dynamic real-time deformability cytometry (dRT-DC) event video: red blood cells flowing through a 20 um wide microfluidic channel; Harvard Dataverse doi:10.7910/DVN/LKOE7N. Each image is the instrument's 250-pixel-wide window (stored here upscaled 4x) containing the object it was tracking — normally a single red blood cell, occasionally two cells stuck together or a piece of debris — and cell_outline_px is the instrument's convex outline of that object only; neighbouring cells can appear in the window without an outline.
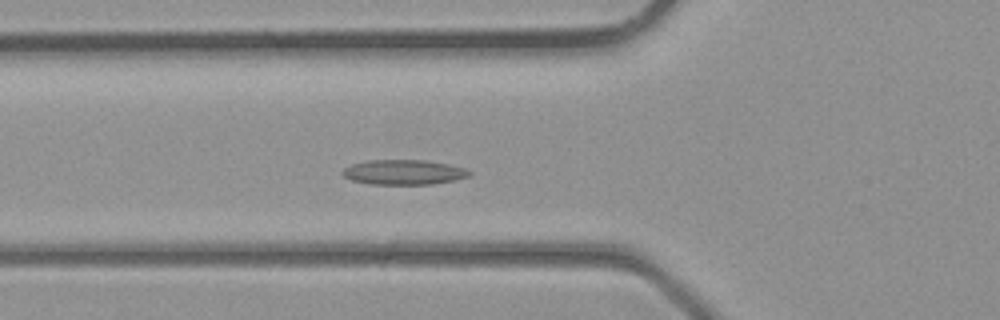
{"species": "common noctule bat (a hibernating species)", "species_latin": "Nyctalus noctula", "temperature_condition": "room temperature", "stored_images_in_passage": 38, "camera_frame_rate_fps": 3000, "um_per_image_px": 0.085, "animal": {"sex": "male", "body_mass_g": 23.1, "forearm_length_mm": 52.7}, "frame": {"image": 1, "passage_image": 12, "time_ms": 3.667, "image_size_px": [1000, 320], "cell_outline_px": [[472, 172], [468, 176], [456, 180], [432, 184], [368, 184], [352, 180], [344, 176], [340, 172], [344, 168], [352, 164], [368, 160], [424, 160], [448, 164], [464, 168]], "centroid_in_image_um": [34.3, 14.64], "position_along_channel_um": 91.5, "area_um2": 18.38}}
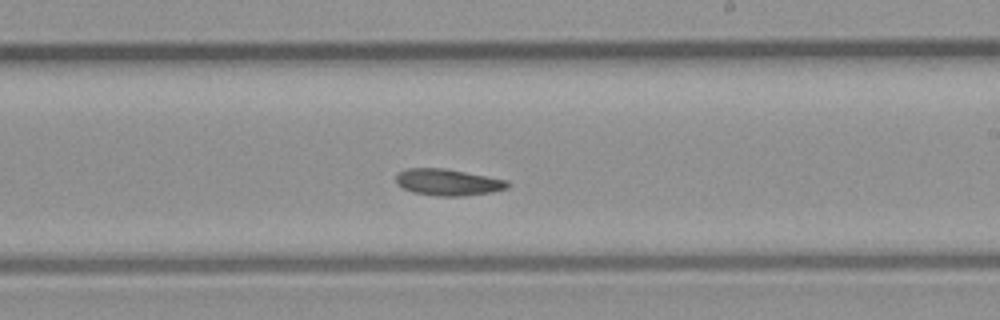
{"frame": {"image": 2, "passage_image": 21, "time_ms": 6.667, "image_size_px": [1000, 320], "cell_outline_px": [[508, 188], [492, 192], [460, 196], [436, 196], [412, 192], [396, 184], [396, 172], [408, 168], [444, 168], [508, 180]], "centroid_in_image_um": [38.04, 15.49], "position_along_channel_um": 251.0, "area_um2": 17.28}}
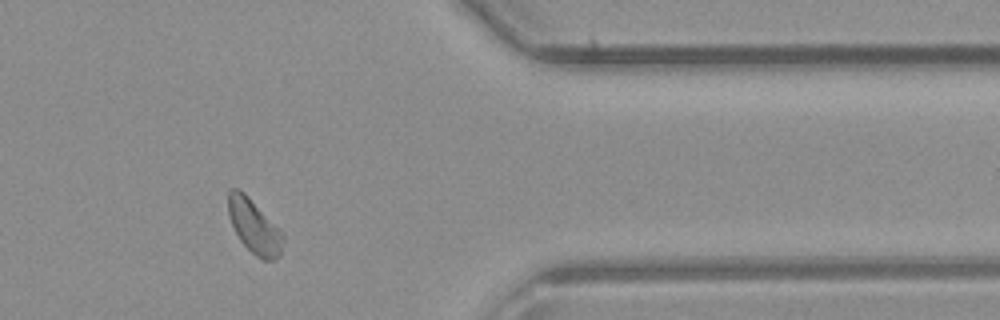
{"frame": {"image": 3, "passage_image": 30, "time_ms": 9.667, "image_size_px": [1000, 320], "cell_outline_px": [[284, 240], [280, 256], [276, 260], [264, 260], [256, 256], [240, 240], [232, 224], [228, 212], [228, 192], [232, 188], [236, 188], [244, 192], [284, 232]], "centroid_in_image_um": [21.65, 19.25], "position_along_channel_um": 389.8, "area_um2": 17.28}}